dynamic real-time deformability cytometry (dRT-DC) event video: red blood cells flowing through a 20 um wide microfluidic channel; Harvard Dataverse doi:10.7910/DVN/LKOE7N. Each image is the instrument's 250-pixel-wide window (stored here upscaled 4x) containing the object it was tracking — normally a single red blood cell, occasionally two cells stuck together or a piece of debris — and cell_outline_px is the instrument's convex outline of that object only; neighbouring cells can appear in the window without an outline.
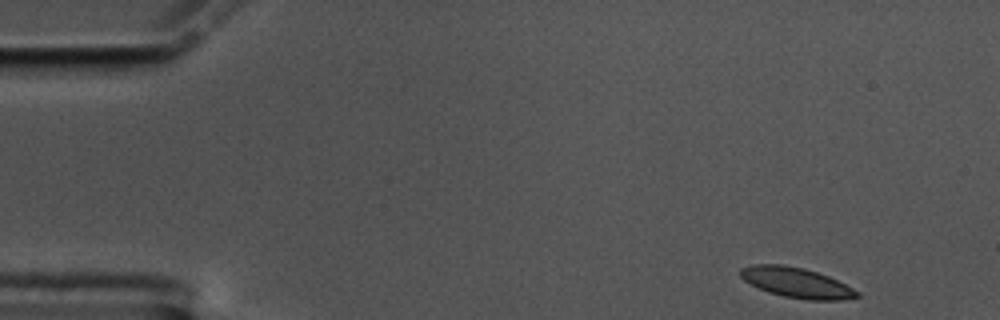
{"species": "common noctule bat (a hibernating species)", "species_latin": "Nyctalus noctula", "temperature_condition": "cold", "stored_images_in_passage": 53, "camera_frame_rate_fps": 3000, "um_per_image_px": 0.085, "animal": {"sex": "male", "body_mass_g": 17.5, "forearm_length_mm": 52.3}, "frame": {"image": 1, "passage_image": 1, "time_ms": 0.0, "image_size_px": [1000, 320], "cell_outline_px": [[860, 296], [840, 300], [808, 300], [784, 296], [768, 292], [744, 280], [740, 276], [740, 268], [752, 264], [784, 264], [804, 268], [828, 276], [860, 292]], "centroid_in_image_um": [67.69, 24.01], "position_along_channel_um": 17.3, "area_um2": 20.35}}
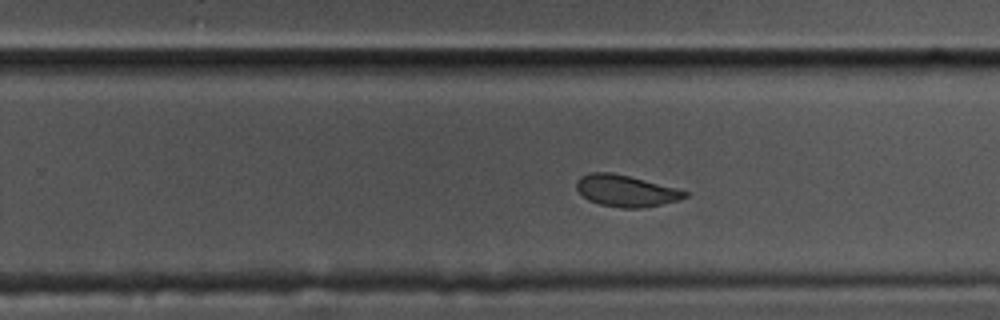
{"frame": {"image": 2, "passage_image": 32, "time_ms": 10.333, "image_size_px": [1000, 320], "cell_outline_px": [[688, 196], [676, 200], [660, 204], [640, 208], [624, 208], [600, 204], [588, 200], [576, 188], [576, 180], [580, 176], [592, 172], [612, 172], [676, 188], [688, 192]], "centroid_in_image_um": [53.16, 16.21], "position_along_channel_um": 276.6, "area_um2": 19.59}}
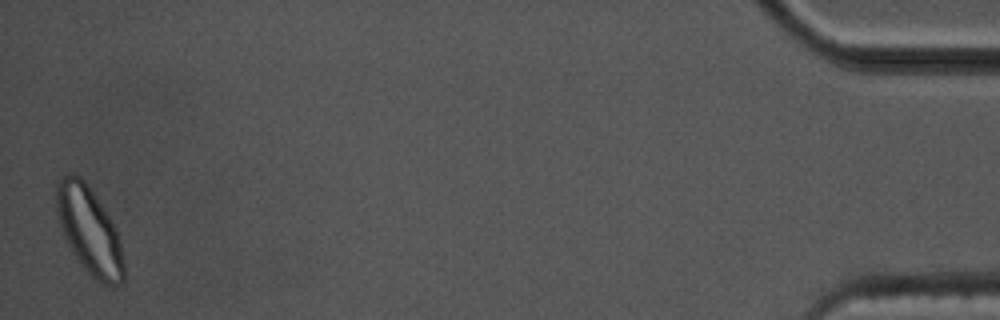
{"frame": {"image": 3, "passage_image": 53, "time_ms": 17.333, "image_size_px": [1000, 320], "cell_outline_px": [[124, 280], [120, 284], [104, 284], [96, 280], [80, 264], [72, 252], [64, 236], [56, 212], [56, 184], [60, 176], [72, 172], [80, 176], [84, 180], [108, 216], [120, 240], [124, 260]], "centroid_in_image_um": [7.56, 19.58], "position_along_channel_um": 427.6, "area_um2": 33.87}, "authors_computed_cell_mechanics": {"area_um2": 20.8658, "velocity_mm_per_s": 3.4694, "shape_relaxation_time_tau1_ms": 2.6993, "shape_relaxation_time_tau2_ms": 2.5861, "deformation_change_tau1": 0.1221, "deformation_change_tau2": 0.0767}}